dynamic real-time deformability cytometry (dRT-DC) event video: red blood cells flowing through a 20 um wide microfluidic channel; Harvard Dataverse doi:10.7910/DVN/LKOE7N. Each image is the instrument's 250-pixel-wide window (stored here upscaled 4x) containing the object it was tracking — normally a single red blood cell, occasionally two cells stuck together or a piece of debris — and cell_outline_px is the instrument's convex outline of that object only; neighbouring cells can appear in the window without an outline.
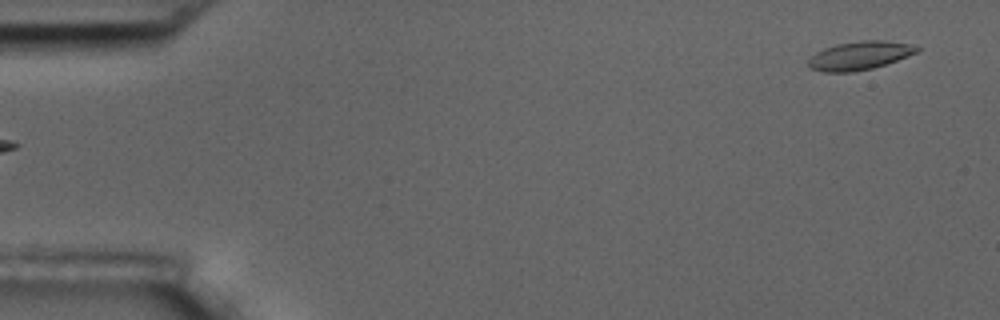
{"species": "common noctule bat (a hibernating species)", "species_latin": "Nyctalus noctula", "temperature_condition": "room temperature", "stored_images_in_passage": 5, "segment_of_instrument_passage": [2, 2], "camera_frame_rate_fps": 3000, "um_per_image_px": 0.085, "animal": {"sex": "male", "body_mass_g": 17.5, "forearm_length_mm": 52.3}, "frame": {"image": 1, "passage_image": 5, "time_ms": 5.333, "image_size_px": [1000, 320], "cell_outline_px": [[920, 48], [916, 52], [908, 56], [872, 68], [852, 72], [824, 72], [808, 68], [808, 60], [816, 52], [824, 48], [836, 44], [860, 40], [884, 40], [908, 44]], "centroid_in_image_um": [73.01, 4.72], "position_along_channel_um": 12.0, "area_um2": 17.86}}